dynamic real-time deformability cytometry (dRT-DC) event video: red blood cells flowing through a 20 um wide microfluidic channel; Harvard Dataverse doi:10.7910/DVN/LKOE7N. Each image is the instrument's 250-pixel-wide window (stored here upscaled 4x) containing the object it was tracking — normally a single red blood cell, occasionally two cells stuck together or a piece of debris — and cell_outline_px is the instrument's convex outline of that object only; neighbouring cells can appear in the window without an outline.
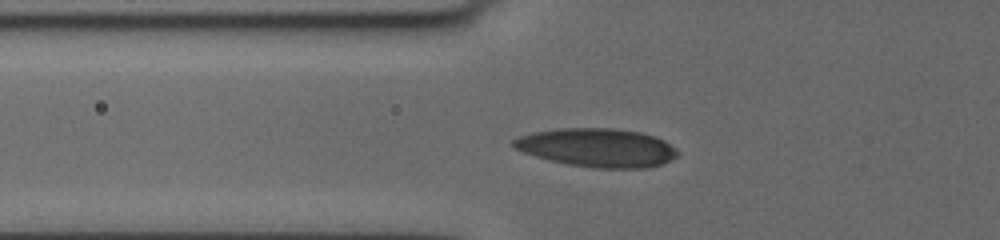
{"species": "human", "species_latin": "Homo sapiens", "temperature_condition": "cold", "stored_images_in_passage": 5, "camera_frame_rate_fps": 3000, "um_per_image_px": 0.085, "donor": {"sex": "female"}, "frame": {"image": 1, "passage_image": 4, "time_ms": 1.667, "image_size_px": [1000, 240], "cell_outline_px": [[680, 156], [660, 164], [644, 168], [596, 168], [568, 164], [548, 160], [524, 152], [516, 148], [512, 144], [512, 140], [520, 136], [532, 132], [560, 128], [612, 128], [640, 132], [656, 136], [664, 140], [676, 148], [680, 152]], "centroid_in_image_um": [50.8, 12.54], "position_along_channel_um": 75.0, "area_um2": 36.93}}